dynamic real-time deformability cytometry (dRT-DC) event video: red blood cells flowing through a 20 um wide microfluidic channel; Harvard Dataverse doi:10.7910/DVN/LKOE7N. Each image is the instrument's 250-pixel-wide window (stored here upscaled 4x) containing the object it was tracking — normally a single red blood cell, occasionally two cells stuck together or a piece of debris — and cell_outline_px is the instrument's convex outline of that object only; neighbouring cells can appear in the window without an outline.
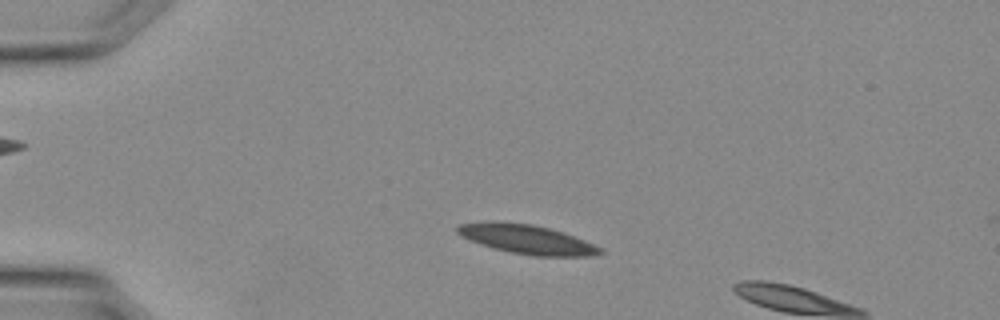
{"species": "Egyptian fruit bat (a non-hibernating species)", "species_latin": "Rousettus aegyptiacus", "temperature_condition": "warm", "stored_images_in_passage": 8, "camera_frame_rate_fps": 3000, "um_per_image_px": 0.085, "animal": {"sex": "female"}, "frame": {"image": 1, "passage_image": 6, "time_ms": 1.667, "image_size_px": [1000, 320], "cell_outline_px": [[604, 252], [588, 256], [536, 256], [512, 252], [480, 244], [456, 232], [456, 228], [460, 224], [492, 220], [496, 220], [532, 224], [564, 232], [584, 240], [600, 248]], "centroid_in_image_um": [44.77, 20.31], "position_along_channel_um": 40.2, "area_um2": 23.99}}